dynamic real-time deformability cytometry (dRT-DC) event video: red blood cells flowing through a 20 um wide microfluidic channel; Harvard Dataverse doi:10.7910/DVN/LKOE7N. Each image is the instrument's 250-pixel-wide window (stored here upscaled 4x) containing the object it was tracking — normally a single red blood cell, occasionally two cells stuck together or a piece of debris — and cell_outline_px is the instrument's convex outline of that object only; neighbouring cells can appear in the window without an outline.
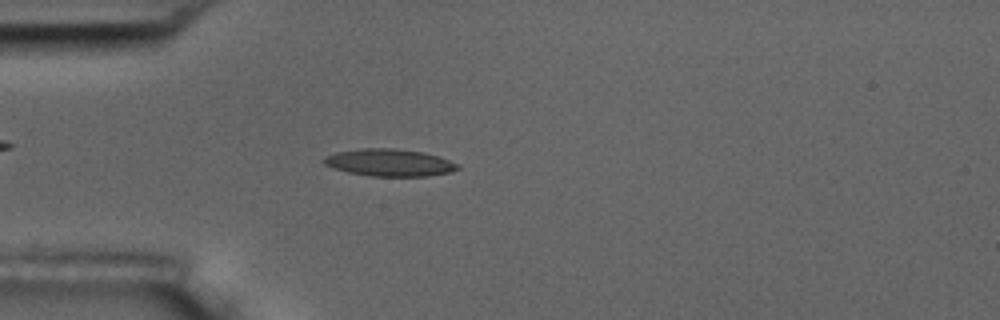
{"species": "common noctule bat (a hibernating species)", "species_latin": "Nyctalus noctula", "temperature_condition": "room temperature", "stored_images_in_passage": 55, "camera_frame_rate_fps": 3000, "um_per_image_px": 0.085, "animal": {"sex": "male", "body_mass_g": 17.5, "forearm_length_mm": 52.3}, "frame": {"image": 1, "passage_image": 15, "time_ms": 4.667, "image_size_px": [1000, 320], "cell_outline_px": [[460, 168], [452, 172], [428, 176], [372, 176], [348, 172], [332, 168], [324, 164], [320, 160], [324, 156], [336, 152], [364, 148], [392, 148], [420, 152], [440, 156], [460, 164]], "centroid_in_image_um": [33.1, 13.82], "position_along_channel_um": 51.9, "area_um2": 21.39}}
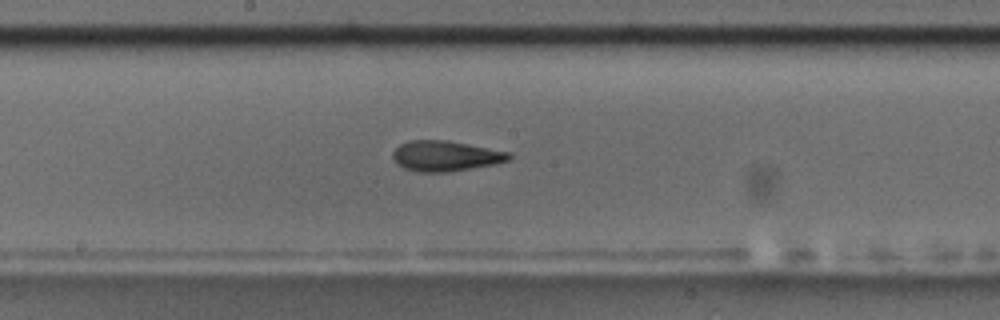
{"frame": {"image": 2, "passage_image": 29, "time_ms": 9.333, "image_size_px": [1000, 320], "cell_outline_px": [[512, 156], [508, 160], [492, 164], [448, 172], [416, 172], [404, 168], [396, 164], [392, 156], [392, 152], [400, 144], [408, 140], [448, 140], [512, 152]], "centroid_in_image_um": [37.84, 13.25], "position_along_channel_um": 210.4, "area_um2": 20.69}}
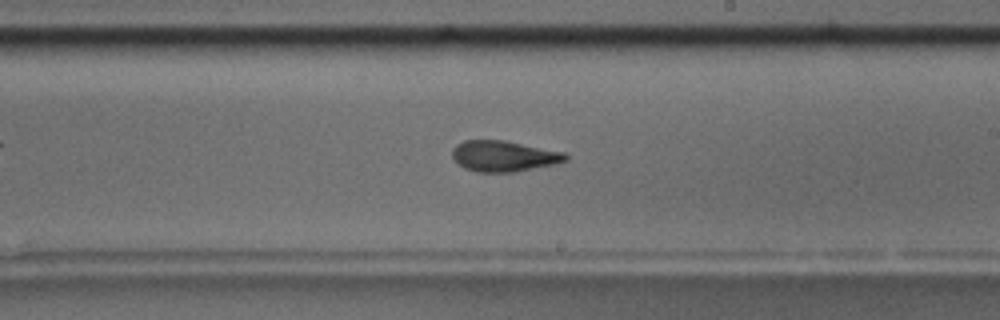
{"frame": {"image": 3, "passage_image": 32, "time_ms": 10.333, "image_size_px": [1000, 320], "cell_outline_px": [[568, 160], [556, 164], [516, 172], [476, 172], [464, 168], [452, 156], [452, 148], [456, 144], [464, 140], [504, 140], [564, 152], [568, 156]], "centroid_in_image_um": [42.83, 13.27], "position_along_channel_um": 246.2, "area_um2": 20.46}, "authors_computed_cell_mechanics": {"area_um2": 20.1144, "velocity_mm_per_s": 3.6023, "shape_relaxation_time_tau1_ms": 5.2912, "shape_relaxation_time_tau2_ms": 2.1923, "deformation_change_tau1": 0.1852, "deformation_change_tau2": 0.1077}}